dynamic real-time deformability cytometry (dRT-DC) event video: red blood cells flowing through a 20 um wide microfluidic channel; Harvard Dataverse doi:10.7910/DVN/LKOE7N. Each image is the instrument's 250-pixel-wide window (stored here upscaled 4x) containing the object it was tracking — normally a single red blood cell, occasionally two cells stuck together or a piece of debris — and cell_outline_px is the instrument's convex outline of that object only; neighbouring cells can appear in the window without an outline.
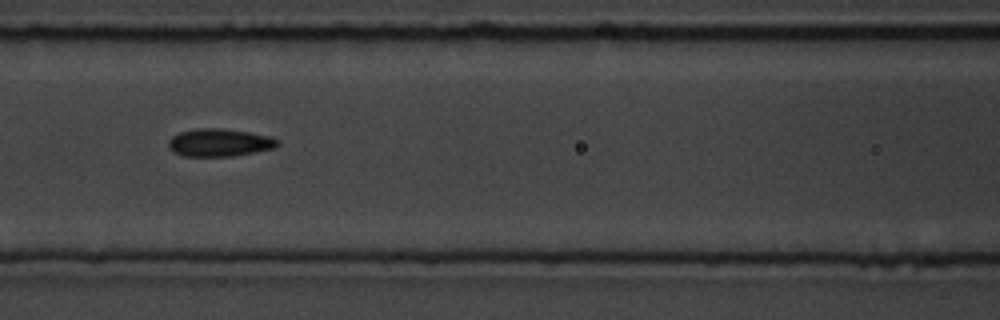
{"species": "common noctule bat (a hibernating species)", "species_latin": "Nyctalus noctula", "temperature_condition": "room temperature", "stored_images_in_passage": 5, "camera_frame_rate_fps": 3000, "um_per_image_px": 0.085, "animal": {"sex": "male", "body_mass_g": 19.5, "forearm_length_mm": 54.6}, "frame": {"image": 1, "passage_image": 4, "time_ms": 3.333, "image_size_px": [1000, 320], "cell_outline_px": [[280, 144], [276, 148], [232, 156], [184, 156], [172, 152], [168, 148], [168, 140], [172, 136], [180, 132], [196, 128], [220, 128], [248, 132], [268, 136], [276, 140]], "centroid_in_image_um": [18.61, 12.12], "position_along_channel_um": 148.0, "area_um2": 17.63}}
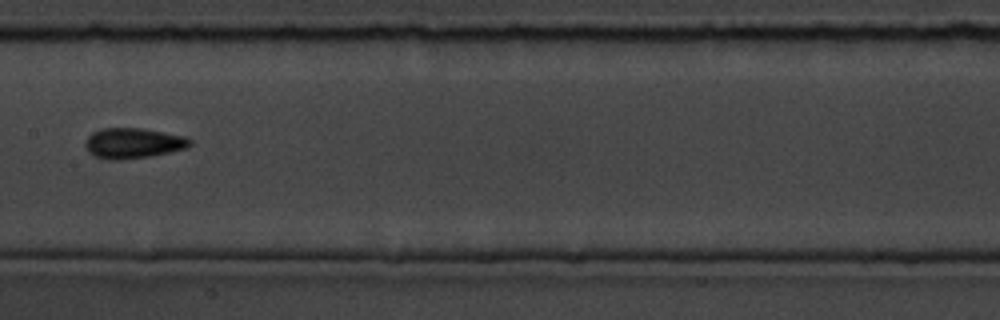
{"frame": {"image": 2, "passage_image": 5, "time_ms": 4.667, "image_size_px": [1000, 320], "cell_outline_px": [[192, 144], [188, 148], [152, 156], [120, 160], [108, 160], [96, 156], [88, 152], [84, 144], [88, 136], [92, 132], [100, 128], [140, 128], [184, 136], [192, 140]], "centroid_in_image_um": [11.31, 12.17], "position_along_channel_um": 196.1, "area_um2": 18.67}}